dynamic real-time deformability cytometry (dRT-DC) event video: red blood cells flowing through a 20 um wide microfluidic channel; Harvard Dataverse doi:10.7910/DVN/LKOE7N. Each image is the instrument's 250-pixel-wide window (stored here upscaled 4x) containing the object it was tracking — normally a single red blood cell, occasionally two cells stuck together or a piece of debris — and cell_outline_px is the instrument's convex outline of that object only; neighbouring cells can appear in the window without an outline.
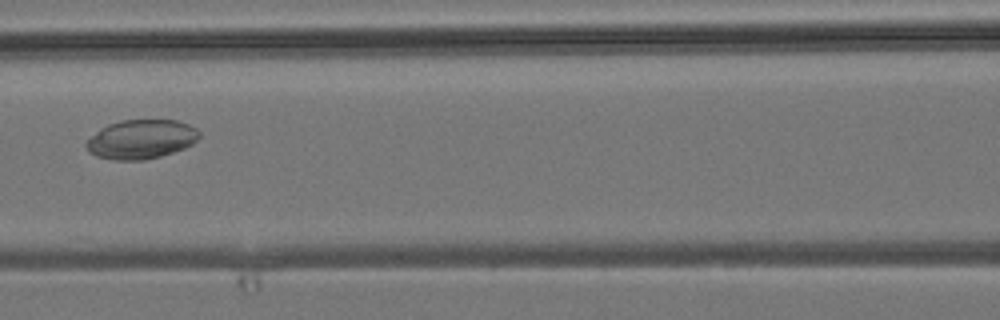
{"species": "common noctule bat (a hibernating species)", "species_latin": "Nyctalus noctula", "temperature_condition": "room temperature", "stored_images_in_passage": 3, "camera_frame_rate_fps": 3000, "um_per_image_px": 0.085, "animal": {"sex": "male", "body_mass_g": 19.2, "forearm_length_mm": 51.8}, "frame": {"image": 1, "passage_image": 3, "time_ms": 2.0, "image_size_px": [1000, 320], "cell_outline_px": [[200, 136], [192, 144], [184, 148], [160, 156], [144, 160], [112, 160], [96, 156], [88, 152], [84, 144], [100, 128], [108, 124], [120, 120], [176, 120], [188, 124], [196, 128], [200, 132]], "centroid_in_image_um": [11.98, 11.84], "position_along_channel_um": 154.6, "area_um2": 25.84}}